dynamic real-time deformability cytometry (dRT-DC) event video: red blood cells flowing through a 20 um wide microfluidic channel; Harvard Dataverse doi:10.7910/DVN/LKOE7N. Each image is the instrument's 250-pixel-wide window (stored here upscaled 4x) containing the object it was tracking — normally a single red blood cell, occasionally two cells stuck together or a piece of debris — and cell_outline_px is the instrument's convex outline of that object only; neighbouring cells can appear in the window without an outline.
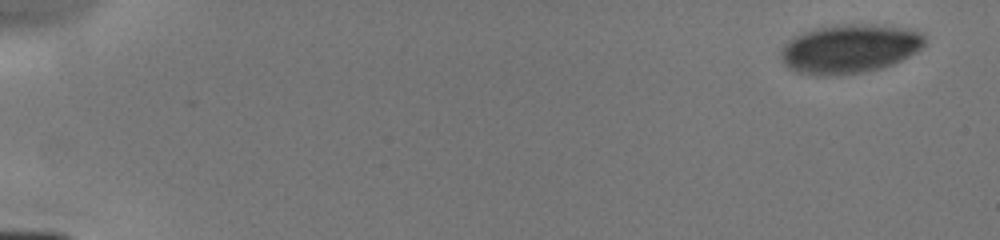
{"species": "human", "species_latin": "Homo sapiens", "temperature_condition": "cold", "stored_images_in_passage": 7, "camera_frame_rate_fps": 3000, "um_per_image_px": 0.085, "donor": {"sex": "male"}, "frame": {"image": 1, "passage_image": 1, "time_ms": 0.0, "image_size_px": [1000, 240], "cell_outline_px": [[928, 40], [924, 48], [892, 64], [880, 68], [860, 72], [828, 76], [820, 76], [796, 72], [788, 68], [784, 64], [780, 56], [780, 48], [788, 40], [804, 32], [816, 28], [836, 24], [872, 24], [908, 28], [924, 32]], "centroid_in_image_um": [72.24, 4.13], "position_along_channel_um": 12.8, "area_um2": 41.5}}
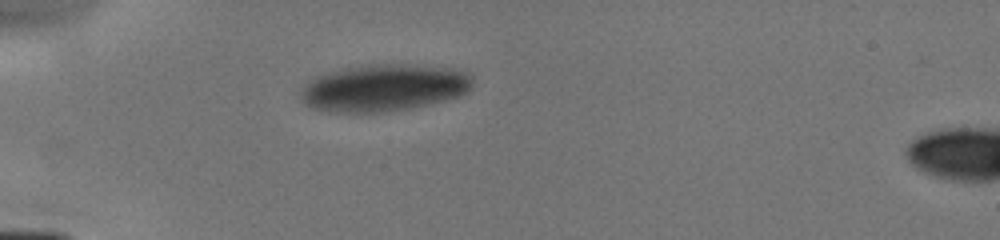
{"frame": {"image": 2, "passage_image": 6, "time_ms": 4.333, "image_size_px": [1000, 240], "cell_outline_px": [[472, 88], [468, 92], [460, 96], [412, 108], [388, 112], [328, 112], [312, 108], [300, 100], [300, 92], [304, 84], [308, 80], [316, 76], [344, 68], [368, 64], [400, 64], [452, 68], [468, 72], [472, 76]], "centroid_in_image_um": [32.62, 7.47], "position_along_channel_um": 52.4, "area_um2": 47.51}}